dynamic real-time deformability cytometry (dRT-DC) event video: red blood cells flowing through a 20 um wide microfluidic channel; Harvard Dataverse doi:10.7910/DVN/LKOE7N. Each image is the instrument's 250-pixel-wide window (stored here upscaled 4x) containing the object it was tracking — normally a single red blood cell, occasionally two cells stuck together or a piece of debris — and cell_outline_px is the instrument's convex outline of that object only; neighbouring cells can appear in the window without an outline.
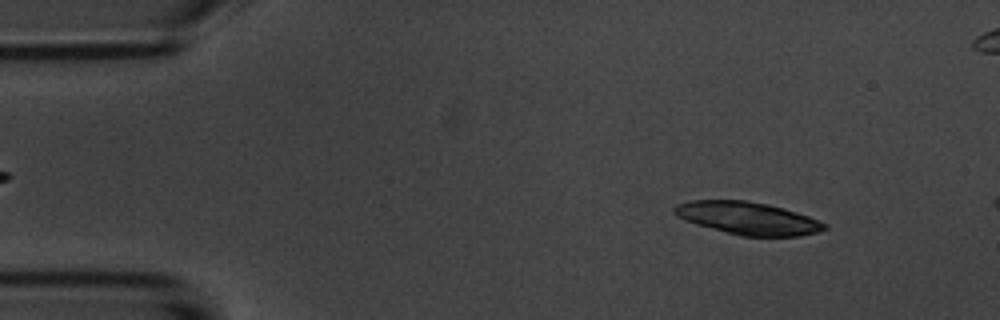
{"species": "common noctule bat (a hibernating species)", "species_latin": "Nyctalus noctula", "temperature_condition": "room temperature", "stored_images_in_passage": 3, "camera_frame_rate_fps": 3000, "um_per_image_px": 0.085, "animal": {"sex": "male", "body_mass_g": 20.1, "forearm_length_mm": 53.5}, "frame": {"image": 1, "passage_image": 1, "time_ms": 0.0, "image_size_px": [1000, 320], "cell_outline_px": [[828, 228], [816, 232], [800, 236], [740, 236], [696, 224], [684, 220], [676, 216], [672, 212], [672, 208], [676, 204], [688, 200], [744, 200], [768, 204], [784, 208], [820, 220], [828, 224]], "centroid_in_image_um": [63.54, 18.54], "position_along_channel_um": 21.5, "area_um2": 28.73}}